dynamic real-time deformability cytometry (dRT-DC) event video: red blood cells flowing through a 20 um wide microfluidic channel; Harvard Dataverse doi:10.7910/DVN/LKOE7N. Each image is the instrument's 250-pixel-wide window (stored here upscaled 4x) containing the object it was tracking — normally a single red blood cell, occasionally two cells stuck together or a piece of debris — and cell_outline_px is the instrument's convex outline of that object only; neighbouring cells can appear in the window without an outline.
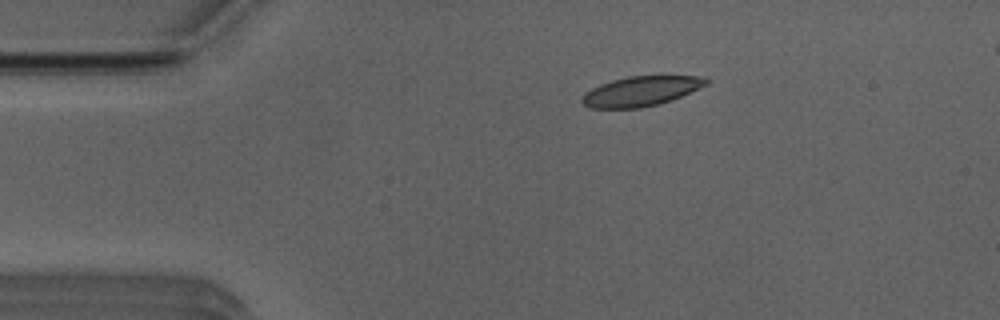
{"species": "Egyptian fruit bat (a non-hibernating species)", "species_latin": "Rousettus aegyptiacus", "temperature_condition": "room temperature", "stored_images_in_passage": 44, "segment_of_instrument_passage": [1, 2], "camera_frame_rate_fps": 3000, "um_per_image_px": 0.085, "animal": {"sex": "male"}, "frame": {"image": 1, "passage_image": 1, "time_ms": 0.0, "image_size_px": [1000, 320], "cell_outline_px": [[708, 84], [672, 100], [660, 104], [640, 108], [588, 108], [580, 100], [584, 92], [600, 84], [612, 80], [628, 76], [704, 76], [708, 80]], "centroid_in_image_um": [54.46, 7.75], "position_along_channel_um": 30.5, "area_um2": 21.62}}
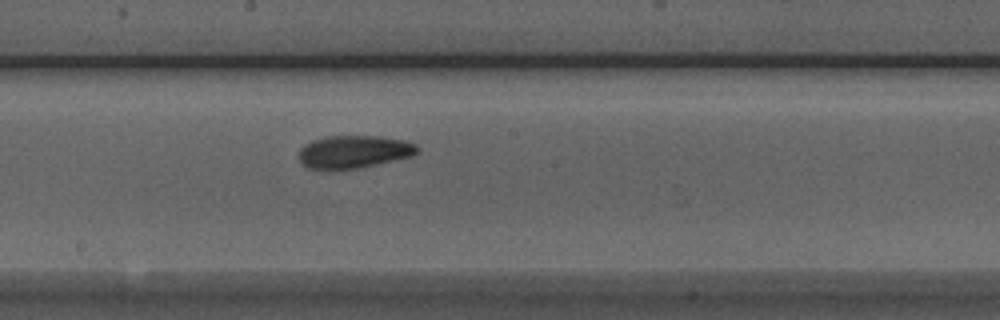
{"frame": {"image": 2, "passage_image": 19, "time_ms": 6.0, "image_size_px": [1000, 320], "cell_outline_px": [[420, 148], [412, 156], [376, 164], [356, 168], [308, 168], [300, 164], [300, 148], [304, 144], [312, 140], [328, 136], [380, 136], [404, 140], [416, 144]], "centroid_in_image_um": [30.08, 12.88], "position_along_channel_um": 218.1, "area_um2": 22.31}}
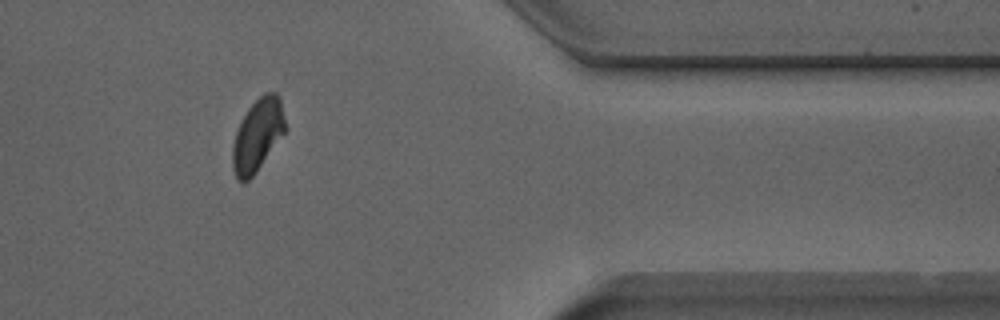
{"frame": {"image": 3, "passage_image": 34, "time_ms": 11.0, "image_size_px": [1000, 320], "cell_outline_px": [[288, 128], [256, 172], [248, 180], [236, 180], [232, 168], [232, 148], [236, 132], [248, 108], [264, 92], [276, 92], [280, 96]], "centroid_in_image_um": [21.92, 11.46], "position_along_channel_um": 389.5, "area_um2": 22.31}}